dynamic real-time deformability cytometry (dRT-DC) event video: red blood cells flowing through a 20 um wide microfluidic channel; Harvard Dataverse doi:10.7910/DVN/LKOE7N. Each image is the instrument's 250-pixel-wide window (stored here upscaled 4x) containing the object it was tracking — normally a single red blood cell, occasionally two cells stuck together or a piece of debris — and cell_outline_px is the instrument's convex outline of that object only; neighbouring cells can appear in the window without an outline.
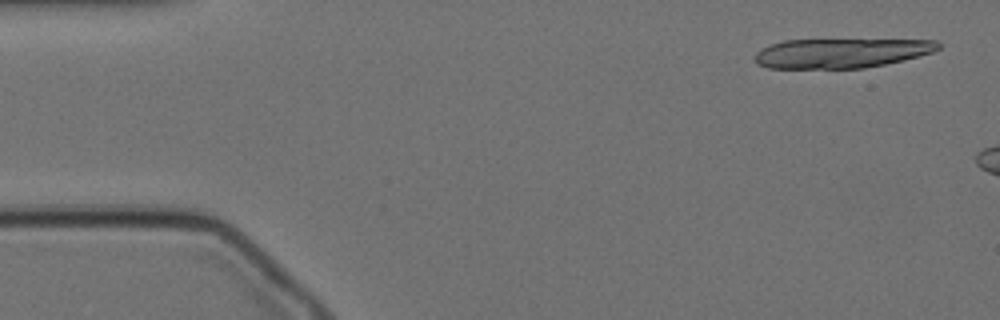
{"species": "Egyptian fruit bat (a non-hibernating species)", "species_latin": "Rousettus aegyptiacus", "temperature_condition": "cold", "stored_images_in_passage": 9, "camera_frame_rate_fps": 3000, "um_per_image_px": 0.085, "animal": {"sex": "female"}, "frame": {"image": 1, "passage_image": 2, "time_ms": 0.333, "image_size_px": [1000, 320], "cell_outline_px": [[940, 48], [932, 52], [904, 60], [864, 68], [768, 68], [756, 64], [752, 60], [752, 56], [756, 52], [772, 44], [784, 40], [936, 40], [940, 44]], "centroid_in_image_um": [71.45, 4.52], "position_along_channel_um": 13.6, "area_um2": 31.5}}